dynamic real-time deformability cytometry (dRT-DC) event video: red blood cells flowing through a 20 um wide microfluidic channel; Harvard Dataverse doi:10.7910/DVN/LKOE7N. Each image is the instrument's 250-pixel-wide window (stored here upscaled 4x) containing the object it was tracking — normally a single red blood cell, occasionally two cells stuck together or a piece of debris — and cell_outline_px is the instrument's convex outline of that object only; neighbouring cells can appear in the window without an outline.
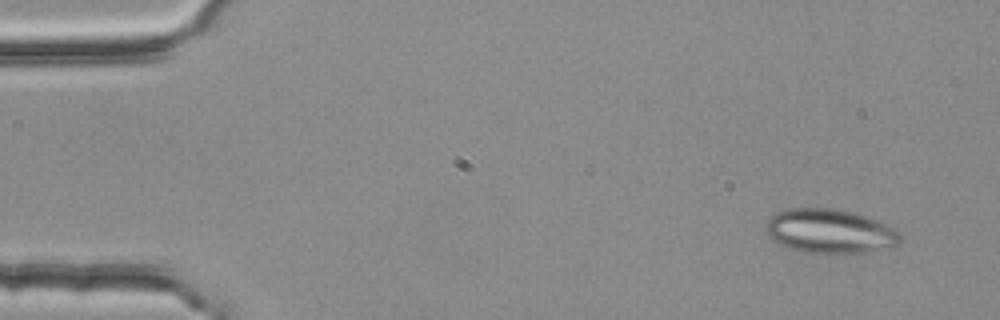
{"species": "common noctule bat (a hibernating species)", "species_latin": "Nyctalus noctula", "temperature_condition": "room temperature", "stored_images_in_passage": 4, "camera_frame_rate_fps": 3000, "um_per_image_px": 0.085, "animal": {"sex": "female", "body_mass_g": 25.1}, "frame": {"image": 1, "passage_image": 1, "time_ms": 0.0, "image_size_px": [1000, 320], "cell_outline_px": [[904, 236], [900, 244], [892, 248], [856, 256], [824, 256], [804, 252], [788, 248], [772, 240], [764, 232], [764, 224], [776, 212], [784, 208], [836, 208], [856, 212], [868, 216], [896, 228]], "centroid_in_image_um": [70.62, 19.71], "position_along_channel_um": 14.4, "area_um2": 36.93}}